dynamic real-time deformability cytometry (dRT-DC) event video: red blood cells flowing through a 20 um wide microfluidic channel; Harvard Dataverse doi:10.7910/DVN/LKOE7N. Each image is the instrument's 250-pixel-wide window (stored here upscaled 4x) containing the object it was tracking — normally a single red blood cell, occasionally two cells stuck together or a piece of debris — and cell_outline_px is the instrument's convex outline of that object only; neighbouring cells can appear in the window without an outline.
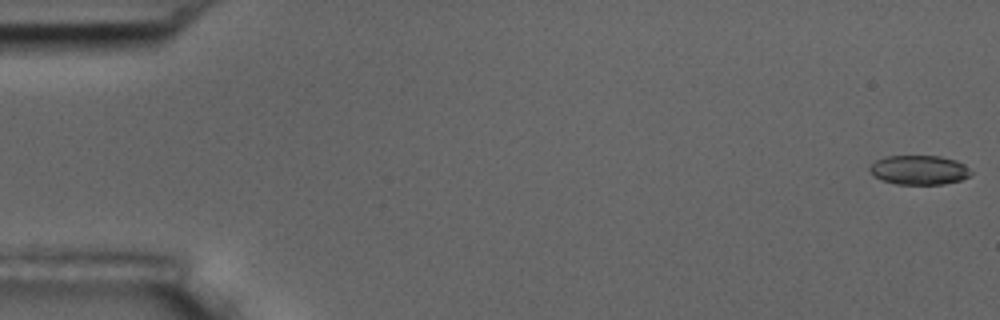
{"species": "common noctule bat (a hibernating species)", "species_latin": "Nyctalus noctula", "temperature_condition": "room temperature", "stored_images_in_passage": 56, "camera_frame_rate_fps": 3000, "um_per_image_px": 0.085, "animal": {"sex": "male", "body_mass_g": 17.5, "forearm_length_mm": 52.3}, "frame": {"image": 1, "passage_image": 1, "time_ms": 0.0, "image_size_px": [1000, 320], "cell_outline_px": [[972, 172], [968, 176], [960, 180], [944, 184], [896, 184], [872, 176], [868, 168], [876, 160], [888, 156], [940, 156], [956, 160], [964, 164]], "centroid_in_image_um": [78.11, 14.44], "position_along_channel_um": 6.9, "area_um2": 17.22}}
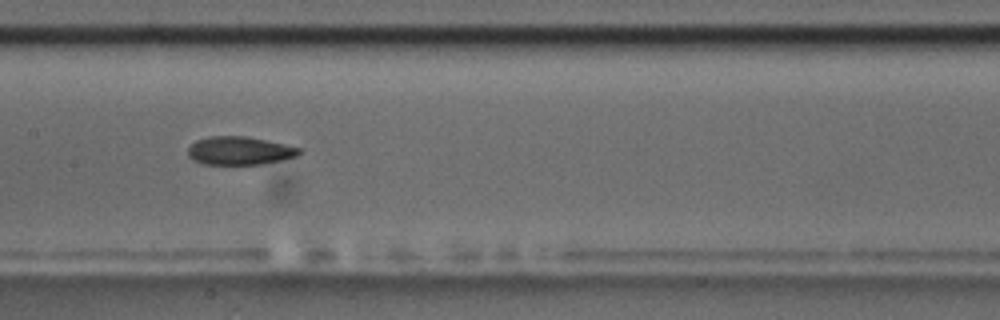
{"frame": {"image": 2, "passage_image": 28, "time_ms": 9.0, "image_size_px": [1000, 320], "cell_outline_px": [[304, 152], [300, 156], [284, 160], [260, 164], [204, 164], [192, 160], [188, 156], [188, 148], [196, 140], [208, 136], [244, 136], [304, 148]], "centroid_in_image_um": [20.42, 12.81], "position_along_channel_um": 187.0, "area_um2": 18.55}}
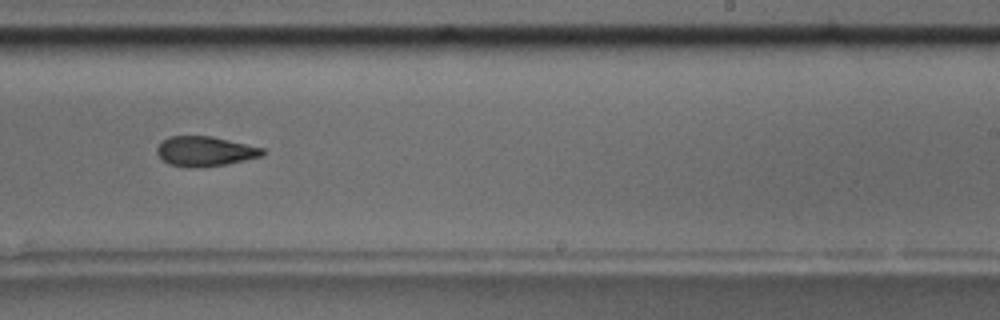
{"frame": {"image": 3, "passage_image": 35, "time_ms": 11.333, "image_size_px": [1000, 320], "cell_outline_px": [[268, 152], [264, 156], [228, 164], [196, 168], [192, 168], [168, 164], [156, 152], [156, 148], [168, 136], [212, 136], [264, 148]], "centroid_in_image_um": [17.48, 12.87], "position_along_channel_um": 271.5, "area_um2": 18.55}, "authors_computed_cell_mechanics": {"area_um2": 18.8139, "velocity_mm_per_s": 3.637, "shape_relaxation_time_tau1_ms": 4.7755, "shape_relaxation_time_tau2_ms": 4.3677, "deformation_change_tau1": 0.1407, "deformation_change_tau2": 0.1245}}